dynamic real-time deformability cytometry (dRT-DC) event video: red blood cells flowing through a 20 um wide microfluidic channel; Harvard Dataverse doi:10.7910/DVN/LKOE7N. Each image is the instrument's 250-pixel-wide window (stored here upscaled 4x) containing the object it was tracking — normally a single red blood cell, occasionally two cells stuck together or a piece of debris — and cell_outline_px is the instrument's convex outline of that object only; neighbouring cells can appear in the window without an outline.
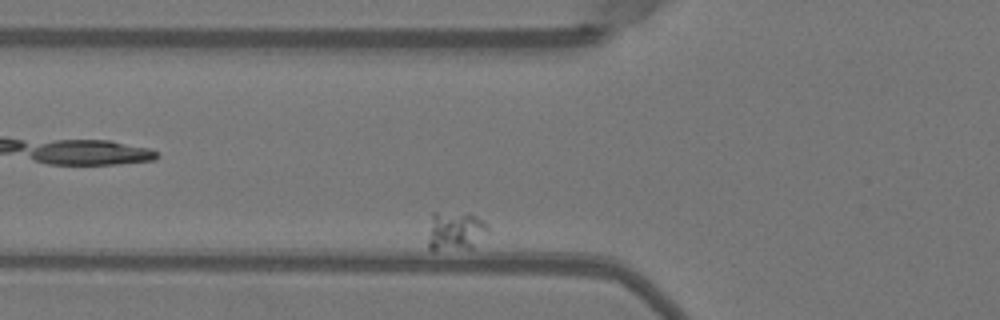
{"species": "Egyptian fruit bat (a non-hibernating species)", "species_latin": "Rousettus aegyptiacus", "temperature_condition": "warm", "stored_images_in_passage": 38, "camera_frame_rate_fps": 3000, "um_per_image_px": 0.085, "animal": {"sex": "female"}, "frame": {"image": 1, "passage_image": 3, "time_ms": 0.667, "image_size_px": [1000, 320], "cell_outline_px": [[488, 228], [472, 248], [432, 252], [428, 248], [428, 240], [432, 212], [468, 212], [484, 220], [488, 224]], "centroid_in_image_um": [38.66, 19.63], "position_along_channel_um": 87.1, "area_um2": 13.93}}
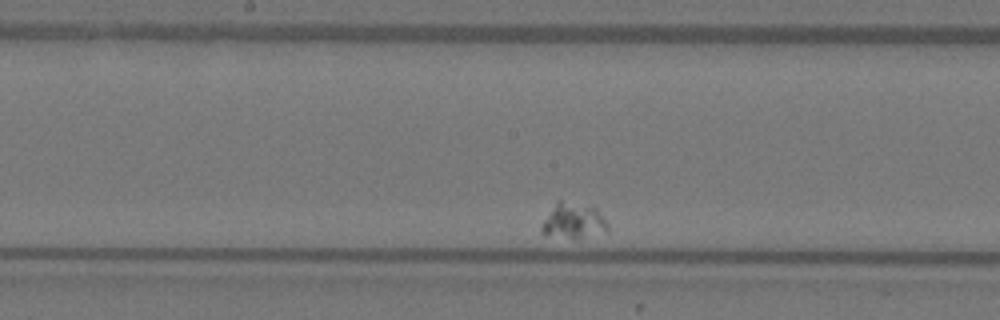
{"frame": {"image": 2, "passage_image": 17, "time_ms": 5.333, "image_size_px": [1000, 320], "cell_outline_px": [[608, 228], [580, 240], [576, 240], [544, 236], [540, 228], [544, 220], [556, 200], [560, 200], [596, 208], [600, 212], [608, 224]], "centroid_in_image_um": [48.68, 18.82], "position_along_channel_um": 199.5, "area_um2": 13.81}}
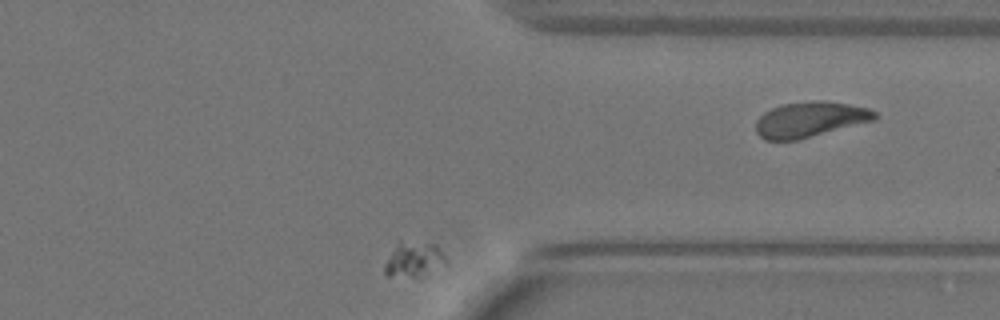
{"frame": {"image": 3, "passage_image": 36, "time_ms": 11.667, "image_size_px": [1000, 320], "cell_outline_px": [[448, 264], [424, 280], [420, 280], [388, 276], [384, 272], [384, 264], [400, 240], [436, 244], [448, 260]], "centroid_in_image_um": [35.26, 22.15], "position_along_channel_um": 376.1, "area_um2": 13.53}}